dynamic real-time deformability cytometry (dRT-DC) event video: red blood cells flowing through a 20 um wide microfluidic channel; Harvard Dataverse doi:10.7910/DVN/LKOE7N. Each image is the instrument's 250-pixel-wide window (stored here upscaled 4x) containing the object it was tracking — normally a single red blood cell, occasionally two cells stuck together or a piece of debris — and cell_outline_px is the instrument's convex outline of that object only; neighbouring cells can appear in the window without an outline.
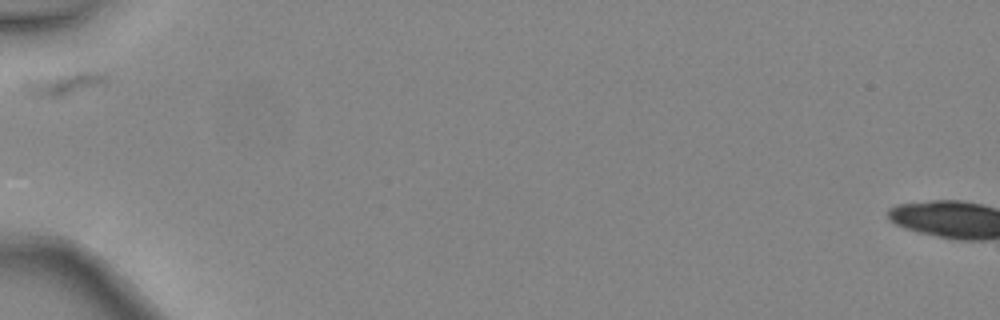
{"species": "common noctule bat (a hibernating species)", "species_latin": "Nyctalus noctula", "temperature_condition": "warm", "stored_images_in_passage": 1, "camera_frame_rate_fps": 3000, "um_per_image_px": 0.085, "animal": {"sex": "female", "body_mass_g": 24.6, "forearm_length_mm": 56.2}, "frame": {"image": 1, "passage_image": 1, "time_ms": 0.0, "image_size_px": [1000, 320], "cell_outline_px": [[108, 80], [104, 84], [64, 96], [44, 96], [24, 92], [20, 88], [20, 84], [24, 80], [76, 72], [96, 72], [104, 76]], "centroid_in_image_um": [5.35, 7.13], "position_along_channel_um": 79.7, "area_um2": 10.58}}